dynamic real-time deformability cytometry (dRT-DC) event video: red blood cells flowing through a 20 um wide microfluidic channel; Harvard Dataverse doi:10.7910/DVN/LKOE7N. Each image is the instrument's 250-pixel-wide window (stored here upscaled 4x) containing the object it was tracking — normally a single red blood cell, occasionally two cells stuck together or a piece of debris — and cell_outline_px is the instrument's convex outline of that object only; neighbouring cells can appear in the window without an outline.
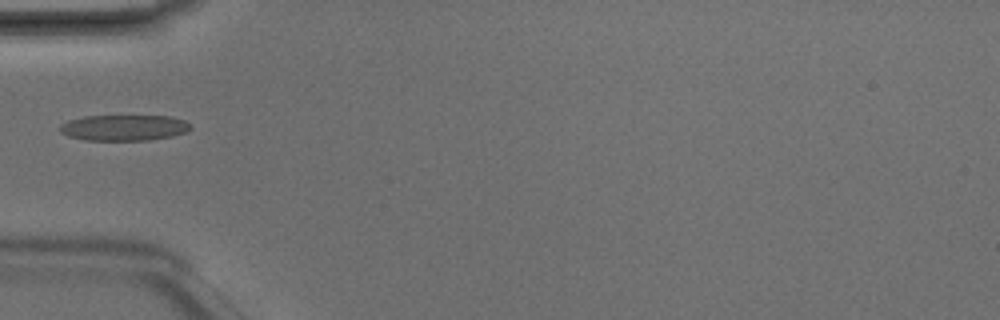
{"species": "Egyptian fruit bat (a non-hibernating species)", "species_latin": "Rousettus aegyptiacus", "temperature_condition": "room temperature", "stored_images_in_passage": 4, "camera_frame_rate_fps": 3000, "um_per_image_px": 0.085, "animal": {"sex": "male"}, "frame": {"image": 1, "passage_image": 4, "time_ms": 1.0, "image_size_px": [1000, 320], "cell_outline_px": [[192, 128], [184, 132], [172, 136], [148, 140], [84, 140], [68, 136], [60, 132], [60, 124], [68, 120], [84, 116], [168, 116], [184, 120], [192, 124]], "centroid_in_image_um": [10.53, 10.85], "position_along_channel_um": 74.5, "area_um2": 19.71}}